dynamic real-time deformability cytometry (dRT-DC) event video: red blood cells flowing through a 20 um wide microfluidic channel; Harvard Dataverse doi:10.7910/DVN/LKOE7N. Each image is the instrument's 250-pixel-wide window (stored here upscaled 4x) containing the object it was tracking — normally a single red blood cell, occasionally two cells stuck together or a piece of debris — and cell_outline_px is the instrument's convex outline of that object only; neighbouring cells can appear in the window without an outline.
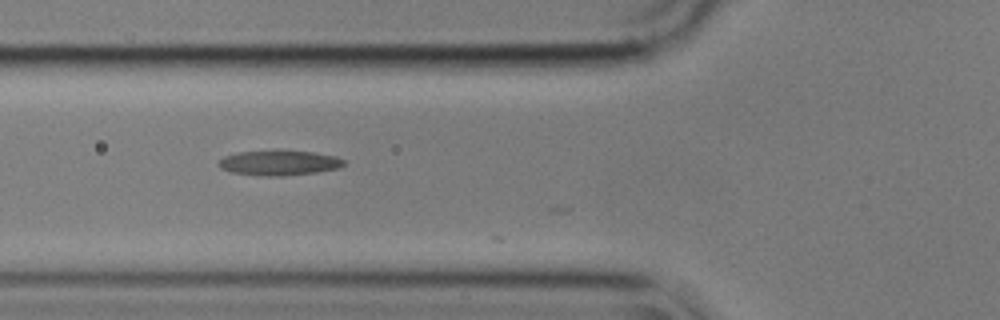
{"species": "common noctule bat (a hibernating species)", "species_latin": "Nyctalus noctula", "temperature_condition": "cold", "stored_images_in_passage": 10, "camera_frame_rate_fps": 3000, "um_per_image_px": 0.085, "animal": {"sex": "male", "body_mass_g": 17.9}, "frame": {"image": 1, "passage_image": 6, "time_ms": 1.667, "image_size_px": [1000, 320], "cell_outline_px": [[344, 164], [340, 168], [316, 172], [284, 176], [264, 176], [232, 172], [220, 168], [216, 164], [224, 156], [240, 152], [312, 152], [336, 156], [344, 160]], "centroid_in_image_um": [23.73, 13.87], "position_along_channel_um": 102.1, "area_um2": 17.74}}
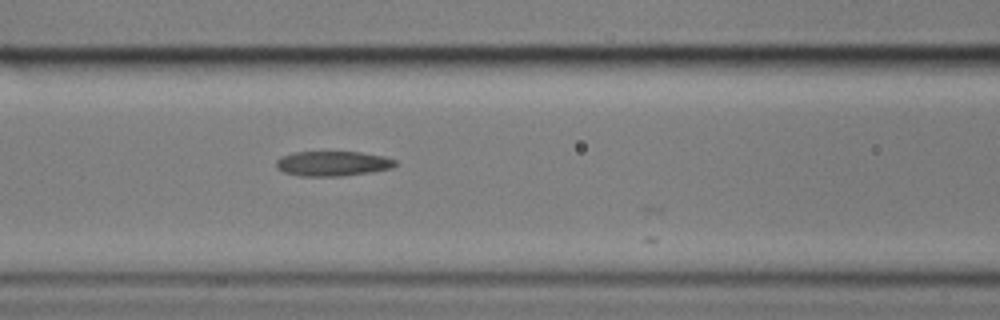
{"frame": {"image": 2, "passage_image": 9, "time_ms": 2.667, "image_size_px": [1000, 320], "cell_outline_px": [[396, 164], [392, 168], [372, 172], [340, 176], [300, 176], [284, 172], [276, 168], [276, 160], [280, 156], [292, 152], [360, 152], [384, 156], [396, 160]], "centroid_in_image_um": [28.26, 13.9], "position_along_channel_um": 138.3, "area_um2": 17.4}}